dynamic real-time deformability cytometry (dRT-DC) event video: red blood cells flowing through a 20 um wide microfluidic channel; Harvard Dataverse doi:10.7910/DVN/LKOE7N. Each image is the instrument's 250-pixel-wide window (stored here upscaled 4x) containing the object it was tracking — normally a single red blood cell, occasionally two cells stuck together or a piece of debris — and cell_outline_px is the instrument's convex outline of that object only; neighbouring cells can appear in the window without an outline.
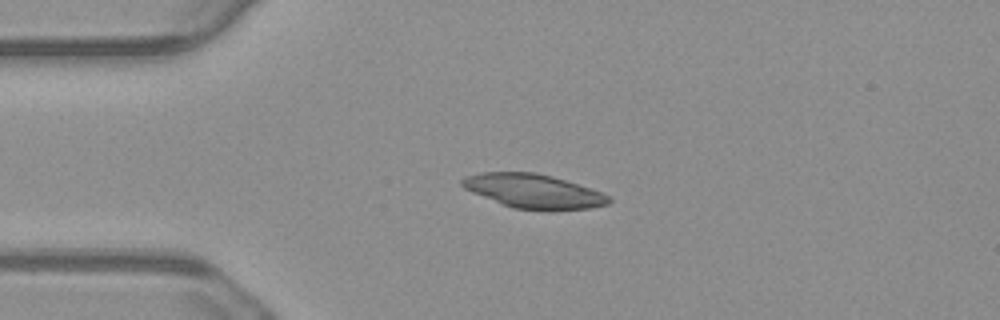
{"species": "common noctule bat (a hibernating species)", "species_latin": "Nyctalus noctula", "temperature_condition": "warm", "stored_images_in_passage": 43, "camera_frame_rate_fps": 3000, "um_per_image_px": 0.085, "animal": {"sex": "male", "body_mass_g": 23.1, "forearm_length_mm": 52.7}, "frame": {"image": 1, "passage_image": 1, "time_ms": 0.0, "image_size_px": [1000, 320], "cell_outline_px": [[612, 200], [608, 204], [588, 208], [552, 212], [512, 208], [472, 192], [464, 188], [460, 184], [460, 180], [464, 176], [484, 172], [532, 172], [552, 176], [604, 192]], "centroid_in_image_um": [45.37, 16.27], "position_along_channel_um": 39.6, "area_um2": 29.54}}
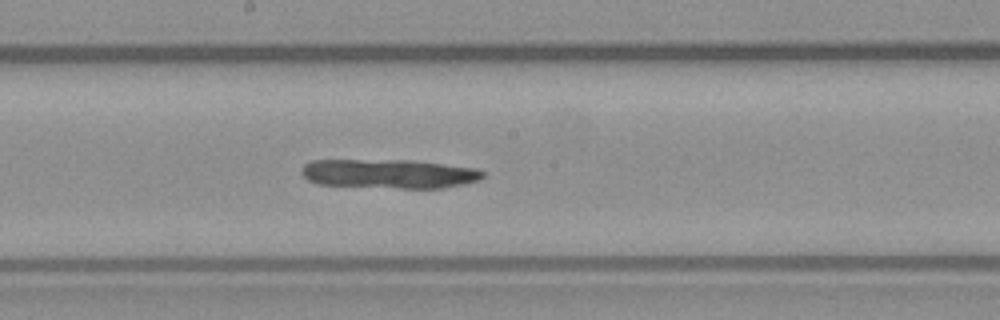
{"frame": {"image": 2, "passage_image": 17, "time_ms": 5.333, "image_size_px": [1000, 320], "cell_outline_px": [[484, 176], [480, 180], [444, 188], [400, 188], [316, 184], [308, 180], [300, 172], [304, 164], [312, 160], [408, 160], [476, 168], [484, 172]], "centroid_in_image_um": [33.05, 14.77], "position_along_channel_um": 215.2, "area_um2": 30.75}}